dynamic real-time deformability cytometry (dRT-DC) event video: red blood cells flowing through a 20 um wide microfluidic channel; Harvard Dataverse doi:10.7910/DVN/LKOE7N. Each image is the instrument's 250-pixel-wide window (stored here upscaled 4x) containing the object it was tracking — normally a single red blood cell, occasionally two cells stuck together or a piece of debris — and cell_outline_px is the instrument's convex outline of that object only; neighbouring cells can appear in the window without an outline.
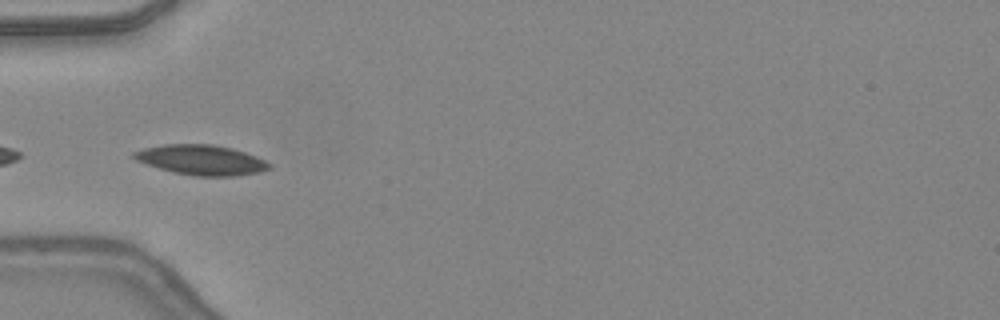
{"species": "common noctule bat (a hibernating species)", "species_latin": "Nyctalus noctula", "temperature_condition": "warm", "stored_images_in_passage": 6, "camera_frame_rate_fps": 3000, "um_per_image_px": 0.085, "animal": {"sex": "female", "body_mass_g": 24.6, "forearm_length_mm": 56.2}, "frame": {"image": 1, "passage_image": 1, "time_ms": 0.0, "image_size_px": [1000, 320], "cell_outline_px": [[272, 168], [260, 172], [232, 176], [196, 176], [172, 172], [136, 160], [132, 156], [132, 152], [144, 148], [164, 144], [212, 144], [232, 148], [256, 156], [272, 164]], "centroid_in_image_um": [17.13, 13.59], "position_along_channel_um": 67.9, "area_um2": 23.64}}